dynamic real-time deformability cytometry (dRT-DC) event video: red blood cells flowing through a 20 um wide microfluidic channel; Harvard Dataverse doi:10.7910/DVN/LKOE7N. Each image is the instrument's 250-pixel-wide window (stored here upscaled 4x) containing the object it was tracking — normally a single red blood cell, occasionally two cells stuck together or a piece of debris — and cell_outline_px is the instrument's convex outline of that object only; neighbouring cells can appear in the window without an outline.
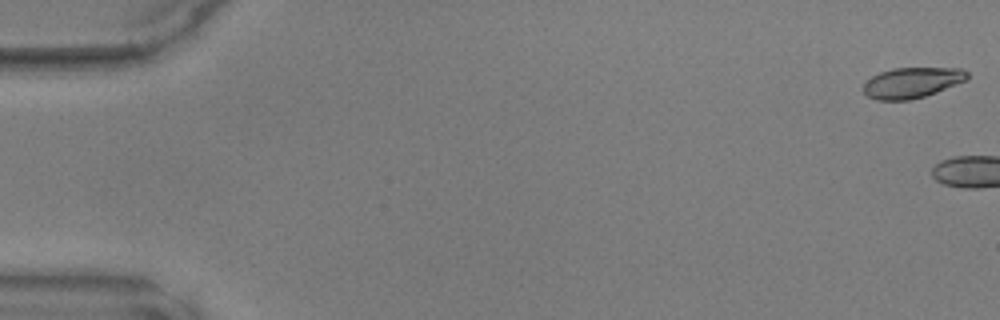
{"species": "common noctule bat (a hibernating species)", "species_latin": "Nyctalus noctula", "temperature_condition": "warm", "stored_images_in_passage": 3, "camera_frame_rate_fps": 3000, "um_per_image_px": 0.085, "animal": {"sex": "male", "body_mass_g": 17.9, "forearm_length_mm": 54.2}, "frame": {"image": 1, "passage_image": 1, "time_ms": 0.0, "image_size_px": [1000, 320], "cell_outline_px": [[968, 80], [936, 92], [924, 96], [908, 100], [876, 100], [868, 96], [864, 92], [864, 84], [872, 76], [880, 72], [892, 68], [964, 68], [968, 72]], "centroid_in_image_um": [77.55, 7.02], "position_along_channel_um": 7.5, "area_um2": 18.5}}